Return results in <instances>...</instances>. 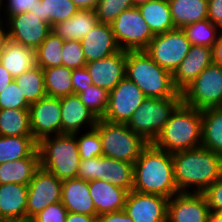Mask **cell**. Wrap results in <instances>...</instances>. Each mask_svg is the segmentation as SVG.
<instances>
[{
	"label": "cell",
	"instance_id": "cell-50",
	"mask_svg": "<svg viewBox=\"0 0 222 222\" xmlns=\"http://www.w3.org/2000/svg\"><path fill=\"white\" fill-rule=\"evenodd\" d=\"M65 222H97V216L68 212Z\"/></svg>",
	"mask_w": 222,
	"mask_h": 222
},
{
	"label": "cell",
	"instance_id": "cell-32",
	"mask_svg": "<svg viewBox=\"0 0 222 222\" xmlns=\"http://www.w3.org/2000/svg\"><path fill=\"white\" fill-rule=\"evenodd\" d=\"M102 179L128 192L133 188V164L101 156Z\"/></svg>",
	"mask_w": 222,
	"mask_h": 222
},
{
	"label": "cell",
	"instance_id": "cell-21",
	"mask_svg": "<svg viewBox=\"0 0 222 222\" xmlns=\"http://www.w3.org/2000/svg\"><path fill=\"white\" fill-rule=\"evenodd\" d=\"M89 192L97 216L124 210L127 190L114 186L104 179H96L89 181Z\"/></svg>",
	"mask_w": 222,
	"mask_h": 222
},
{
	"label": "cell",
	"instance_id": "cell-3",
	"mask_svg": "<svg viewBox=\"0 0 222 222\" xmlns=\"http://www.w3.org/2000/svg\"><path fill=\"white\" fill-rule=\"evenodd\" d=\"M125 77L150 98L182 97L173 75L161 68L144 50L126 51Z\"/></svg>",
	"mask_w": 222,
	"mask_h": 222
},
{
	"label": "cell",
	"instance_id": "cell-13",
	"mask_svg": "<svg viewBox=\"0 0 222 222\" xmlns=\"http://www.w3.org/2000/svg\"><path fill=\"white\" fill-rule=\"evenodd\" d=\"M31 133L37 142L61 134V98L39 99L29 106Z\"/></svg>",
	"mask_w": 222,
	"mask_h": 222
},
{
	"label": "cell",
	"instance_id": "cell-35",
	"mask_svg": "<svg viewBox=\"0 0 222 222\" xmlns=\"http://www.w3.org/2000/svg\"><path fill=\"white\" fill-rule=\"evenodd\" d=\"M29 105L46 97L43 69L35 66L14 78Z\"/></svg>",
	"mask_w": 222,
	"mask_h": 222
},
{
	"label": "cell",
	"instance_id": "cell-48",
	"mask_svg": "<svg viewBox=\"0 0 222 222\" xmlns=\"http://www.w3.org/2000/svg\"><path fill=\"white\" fill-rule=\"evenodd\" d=\"M208 20L222 30V0H208Z\"/></svg>",
	"mask_w": 222,
	"mask_h": 222
},
{
	"label": "cell",
	"instance_id": "cell-19",
	"mask_svg": "<svg viewBox=\"0 0 222 222\" xmlns=\"http://www.w3.org/2000/svg\"><path fill=\"white\" fill-rule=\"evenodd\" d=\"M212 63L213 55L211 47L191 45L189 53L172 74L175 88L181 93Z\"/></svg>",
	"mask_w": 222,
	"mask_h": 222
},
{
	"label": "cell",
	"instance_id": "cell-11",
	"mask_svg": "<svg viewBox=\"0 0 222 222\" xmlns=\"http://www.w3.org/2000/svg\"><path fill=\"white\" fill-rule=\"evenodd\" d=\"M62 180L39 167L28 184L26 222H30L47 206L60 202Z\"/></svg>",
	"mask_w": 222,
	"mask_h": 222
},
{
	"label": "cell",
	"instance_id": "cell-42",
	"mask_svg": "<svg viewBox=\"0 0 222 222\" xmlns=\"http://www.w3.org/2000/svg\"><path fill=\"white\" fill-rule=\"evenodd\" d=\"M29 106L14 80L0 92V109H29Z\"/></svg>",
	"mask_w": 222,
	"mask_h": 222
},
{
	"label": "cell",
	"instance_id": "cell-31",
	"mask_svg": "<svg viewBox=\"0 0 222 222\" xmlns=\"http://www.w3.org/2000/svg\"><path fill=\"white\" fill-rule=\"evenodd\" d=\"M78 11L72 0H41L30 12L35 13L42 22L52 27L54 24L70 19Z\"/></svg>",
	"mask_w": 222,
	"mask_h": 222
},
{
	"label": "cell",
	"instance_id": "cell-53",
	"mask_svg": "<svg viewBox=\"0 0 222 222\" xmlns=\"http://www.w3.org/2000/svg\"><path fill=\"white\" fill-rule=\"evenodd\" d=\"M100 0H72L79 10H94Z\"/></svg>",
	"mask_w": 222,
	"mask_h": 222
},
{
	"label": "cell",
	"instance_id": "cell-17",
	"mask_svg": "<svg viewBox=\"0 0 222 222\" xmlns=\"http://www.w3.org/2000/svg\"><path fill=\"white\" fill-rule=\"evenodd\" d=\"M126 51L120 50L104 59L86 63V69L95 86L111 91L124 77Z\"/></svg>",
	"mask_w": 222,
	"mask_h": 222
},
{
	"label": "cell",
	"instance_id": "cell-39",
	"mask_svg": "<svg viewBox=\"0 0 222 222\" xmlns=\"http://www.w3.org/2000/svg\"><path fill=\"white\" fill-rule=\"evenodd\" d=\"M78 144V152L81 160L102 156V142L99 132L93 128L83 133H74Z\"/></svg>",
	"mask_w": 222,
	"mask_h": 222
},
{
	"label": "cell",
	"instance_id": "cell-37",
	"mask_svg": "<svg viewBox=\"0 0 222 222\" xmlns=\"http://www.w3.org/2000/svg\"><path fill=\"white\" fill-rule=\"evenodd\" d=\"M191 45L211 47L217 42L222 33L221 29L208 19L195 22L181 28Z\"/></svg>",
	"mask_w": 222,
	"mask_h": 222
},
{
	"label": "cell",
	"instance_id": "cell-44",
	"mask_svg": "<svg viewBox=\"0 0 222 222\" xmlns=\"http://www.w3.org/2000/svg\"><path fill=\"white\" fill-rule=\"evenodd\" d=\"M67 214V209L60 201L47 206L30 222H65Z\"/></svg>",
	"mask_w": 222,
	"mask_h": 222
},
{
	"label": "cell",
	"instance_id": "cell-10",
	"mask_svg": "<svg viewBox=\"0 0 222 222\" xmlns=\"http://www.w3.org/2000/svg\"><path fill=\"white\" fill-rule=\"evenodd\" d=\"M190 41L181 28L157 34L144 50L161 68L172 74L190 49Z\"/></svg>",
	"mask_w": 222,
	"mask_h": 222
},
{
	"label": "cell",
	"instance_id": "cell-41",
	"mask_svg": "<svg viewBox=\"0 0 222 222\" xmlns=\"http://www.w3.org/2000/svg\"><path fill=\"white\" fill-rule=\"evenodd\" d=\"M86 63L81 41L65 40L62 46V65L73 70L85 67Z\"/></svg>",
	"mask_w": 222,
	"mask_h": 222
},
{
	"label": "cell",
	"instance_id": "cell-29",
	"mask_svg": "<svg viewBox=\"0 0 222 222\" xmlns=\"http://www.w3.org/2000/svg\"><path fill=\"white\" fill-rule=\"evenodd\" d=\"M201 116V146L222 155V107L202 110Z\"/></svg>",
	"mask_w": 222,
	"mask_h": 222
},
{
	"label": "cell",
	"instance_id": "cell-33",
	"mask_svg": "<svg viewBox=\"0 0 222 222\" xmlns=\"http://www.w3.org/2000/svg\"><path fill=\"white\" fill-rule=\"evenodd\" d=\"M44 86L49 97L62 98L73 94L72 69L63 65L43 69Z\"/></svg>",
	"mask_w": 222,
	"mask_h": 222
},
{
	"label": "cell",
	"instance_id": "cell-38",
	"mask_svg": "<svg viewBox=\"0 0 222 222\" xmlns=\"http://www.w3.org/2000/svg\"><path fill=\"white\" fill-rule=\"evenodd\" d=\"M77 95L97 119L104 117L109 103V91L92 84Z\"/></svg>",
	"mask_w": 222,
	"mask_h": 222
},
{
	"label": "cell",
	"instance_id": "cell-28",
	"mask_svg": "<svg viewBox=\"0 0 222 222\" xmlns=\"http://www.w3.org/2000/svg\"><path fill=\"white\" fill-rule=\"evenodd\" d=\"M138 9L154 35L175 29L168 0H151Z\"/></svg>",
	"mask_w": 222,
	"mask_h": 222
},
{
	"label": "cell",
	"instance_id": "cell-30",
	"mask_svg": "<svg viewBox=\"0 0 222 222\" xmlns=\"http://www.w3.org/2000/svg\"><path fill=\"white\" fill-rule=\"evenodd\" d=\"M38 149L33 136H1L0 164L31 156Z\"/></svg>",
	"mask_w": 222,
	"mask_h": 222
},
{
	"label": "cell",
	"instance_id": "cell-43",
	"mask_svg": "<svg viewBox=\"0 0 222 222\" xmlns=\"http://www.w3.org/2000/svg\"><path fill=\"white\" fill-rule=\"evenodd\" d=\"M39 1L41 0H1L0 17L5 21L10 16L30 12L37 7Z\"/></svg>",
	"mask_w": 222,
	"mask_h": 222
},
{
	"label": "cell",
	"instance_id": "cell-46",
	"mask_svg": "<svg viewBox=\"0 0 222 222\" xmlns=\"http://www.w3.org/2000/svg\"><path fill=\"white\" fill-rule=\"evenodd\" d=\"M209 210L222 213V176L215 180L204 192Z\"/></svg>",
	"mask_w": 222,
	"mask_h": 222
},
{
	"label": "cell",
	"instance_id": "cell-36",
	"mask_svg": "<svg viewBox=\"0 0 222 222\" xmlns=\"http://www.w3.org/2000/svg\"><path fill=\"white\" fill-rule=\"evenodd\" d=\"M63 43L64 40L60 39L53 32H50L35 50L36 65L42 69L61 66Z\"/></svg>",
	"mask_w": 222,
	"mask_h": 222
},
{
	"label": "cell",
	"instance_id": "cell-24",
	"mask_svg": "<svg viewBox=\"0 0 222 222\" xmlns=\"http://www.w3.org/2000/svg\"><path fill=\"white\" fill-rule=\"evenodd\" d=\"M0 63L8 70L11 76L15 78L37 66L36 53L33 48L8 39L0 53Z\"/></svg>",
	"mask_w": 222,
	"mask_h": 222
},
{
	"label": "cell",
	"instance_id": "cell-6",
	"mask_svg": "<svg viewBox=\"0 0 222 222\" xmlns=\"http://www.w3.org/2000/svg\"><path fill=\"white\" fill-rule=\"evenodd\" d=\"M102 142V156L134 164L149 143L126 123L98 119L94 127Z\"/></svg>",
	"mask_w": 222,
	"mask_h": 222
},
{
	"label": "cell",
	"instance_id": "cell-40",
	"mask_svg": "<svg viewBox=\"0 0 222 222\" xmlns=\"http://www.w3.org/2000/svg\"><path fill=\"white\" fill-rule=\"evenodd\" d=\"M131 7L132 0H100L94 12L99 23L111 25L122 11Z\"/></svg>",
	"mask_w": 222,
	"mask_h": 222
},
{
	"label": "cell",
	"instance_id": "cell-20",
	"mask_svg": "<svg viewBox=\"0 0 222 222\" xmlns=\"http://www.w3.org/2000/svg\"><path fill=\"white\" fill-rule=\"evenodd\" d=\"M80 41L87 63L107 58L120 51L110 24L98 23Z\"/></svg>",
	"mask_w": 222,
	"mask_h": 222
},
{
	"label": "cell",
	"instance_id": "cell-45",
	"mask_svg": "<svg viewBox=\"0 0 222 222\" xmlns=\"http://www.w3.org/2000/svg\"><path fill=\"white\" fill-rule=\"evenodd\" d=\"M77 178L85 181L102 179L101 156L81 160L77 171Z\"/></svg>",
	"mask_w": 222,
	"mask_h": 222
},
{
	"label": "cell",
	"instance_id": "cell-2",
	"mask_svg": "<svg viewBox=\"0 0 222 222\" xmlns=\"http://www.w3.org/2000/svg\"><path fill=\"white\" fill-rule=\"evenodd\" d=\"M132 190L166 198L179 193L174 180L172 153L149 143L133 164Z\"/></svg>",
	"mask_w": 222,
	"mask_h": 222
},
{
	"label": "cell",
	"instance_id": "cell-22",
	"mask_svg": "<svg viewBox=\"0 0 222 222\" xmlns=\"http://www.w3.org/2000/svg\"><path fill=\"white\" fill-rule=\"evenodd\" d=\"M61 203L68 212L97 216L89 181L80 178L62 180Z\"/></svg>",
	"mask_w": 222,
	"mask_h": 222
},
{
	"label": "cell",
	"instance_id": "cell-34",
	"mask_svg": "<svg viewBox=\"0 0 222 222\" xmlns=\"http://www.w3.org/2000/svg\"><path fill=\"white\" fill-rule=\"evenodd\" d=\"M1 136H32L29 109H0Z\"/></svg>",
	"mask_w": 222,
	"mask_h": 222
},
{
	"label": "cell",
	"instance_id": "cell-15",
	"mask_svg": "<svg viewBox=\"0 0 222 222\" xmlns=\"http://www.w3.org/2000/svg\"><path fill=\"white\" fill-rule=\"evenodd\" d=\"M168 199L132 190L127 194L124 211L133 222H167Z\"/></svg>",
	"mask_w": 222,
	"mask_h": 222
},
{
	"label": "cell",
	"instance_id": "cell-1",
	"mask_svg": "<svg viewBox=\"0 0 222 222\" xmlns=\"http://www.w3.org/2000/svg\"><path fill=\"white\" fill-rule=\"evenodd\" d=\"M178 192L203 193L222 176V155L203 146L172 153Z\"/></svg>",
	"mask_w": 222,
	"mask_h": 222
},
{
	"label": "cell",
	"instance_id": "cell-27",
	"mask_svg": "<svg viewBox=\"0 0 222 222\" xmlns=\"http://www.w3.org/2000/svg\"><path fill=\"white\" fill-rule=\"evenodd\" d=\"M175 28L208 19V0H168Z\"/></svg>",
	"mask_w": 222,
	"mask_h": 222
},
{
	"label": "cell",
	"instance_id": "cell-56",
	"mask_svg": "<svg viewBox=\"0 0 222 222\" xmlns=\"http://www.w3.org/2000/svg\"><path fill=\"white\" fill-rule=\"evenodd\" d=\"M149 1L151 0H132V3H133V7H139L143 4H146Z\"/></svg>",
	"mask_w": 222,
	"mask_h": 222
},
{
	"label": "cell",
	"instance_id": "cell-49",
	"mask_svg": "<svg viewBox=\"0 0 222 222\" xmlns=\"http://www.w3.org/2000/svg\"><path fill=\"white\" fill-rule=\"evenodd\" d=\"M97 222H133V220L124 210H120L97 216Z\"/></svg>",
	"mask_w": 222,
	"mask_h": 222
},
{
	"label": "cell",
	"instance_id": "cell-26",
	"mask_svg": "<svg viewBox=\"0 0 222 222\" xmlns=\"http://www.w3.org/2000/svg\"><path fill=\"white\" fill-rule=\"evenodd\" d=\"M40 167L38 149L29 157L0 164V184L28 185Z\"/></svg>",
	"mask_w": 222,
	"mask_h": 222
},
{
	"label": "cell",
	"instance_id": "cell-7",
	"mask_svg": "<svg viewBox=\"0 0 222 222\" xmlns=\"http://www.w3.org/2000/svg\"><path fill=\"white\" fill-rule=\"evenodd\" d=\"M181 103L182 97H146L126 124L148 143H153Z\"/></svg>",
	"mask_w": 222,
	"mask_h": 222
},
{
	"label": "cell",
	"instance_id": "cell-14",
	"mask_svg": "<svg viewBox=\"0 0 222 222\" xmlns=\"http://www.w3.org/2000/svg\"><path fill=\"white\" fill-rule=\"evenodd\" d=\"M5 22L9 39L34 50L51 32V27L32 12L10 16Z\"/></svg>",
	"mask_w": 222,
	"mask_h": 222
},
{
	"label": "cell",
	"instance_id": "cell-55",
	"mask_svg": "<svg viewBox=\"0 0 222 222\" xmlns=\"http://www.w3.org/2000/svg\"><path fill=\"white\" fill-rule=\"evenodd\" d=\"M207 222H222V213L209 212Z\"/></svg>",
	"mask_w": 222,
	"mask_h": 222
},
{
	"label": "cell",
	"instance_id": "cell-54",
	"mask_svg": "<svg viewBox=\"0 0 222 222\" xmlns=\"http://www.w3.org/2000/svg\"><path fill=\"white\" fill-rule=\"evenodd\" d=\"M9 39L6 22L0 17V53Z\"/></svg>",
	"mask_w": 222,
	"mask_h": 222
},
{
	"label": "cell",
	"instance_id": "cell-4",
	"mask_svg": "<svg viewBox=\"0 0 222 222\" xmlns=\"http://www.w3.org/2000/svg\"><path fill=\"white\" fill-rule=\"evenodd\" d=\"M201 111L181 103L153 144L169 153L190 150L202 143Z\"/></svg>",
	"mask_w": 222,
	"mask_h": 222
},
{
	"label": "cell",
	"instance_id": "cell-12",
	"mask_svg": "<svg viewBox=\"0 0 222 222\" xmlns=\"http://www.w3.org/2000/svg\"><path fill=\"white\" fill-rule=\"evenodd\" d=\"M145 99L142 90L124 77L109 92V103L102 119L111 123H127Z\"/></svg>",
	"mask_w": 222,
	"mask_h": 222
},
{
	"label": "cell",
	"instance_id": "cell-25",
	"mask_svg": "<svg viewBox=\"0 0 222 222\" xmlns=\"http://www.w3.org/2000/svg\"><path fill=\"white\" fill-rule=\"evenodd\" d=\"M99 23L94 10H79L70 19L52 25L51 32L62 40H82Z\"/></svg>",
	"mask_w": 222,
	"mask_h": 222
},
{
	"label": "cell",
	"instance_id": "cell-23",
	"mask_svg": "<svg viewBox=\"0 0 222 222\" xmlns=\"http://www.w3.org/2000/svg\"><path fill=\"white\" fill-rule=\"evenodd\" d=\"M28 185L0 184V218L26 222Z\"/></svg>",
	"mask_w": 222,
	"mask_h": 222
},
{
	"label": "cell",
	"instance_id": "cell-8",
	"mask_svg": "<svg viewBox=\"0 0 222 222\" xmlns=\"http://www.w3.org/2000/svg\"><path fill=\"white\" fill-rule=\"evenodd\" d=\"M182 103L200 111L222 107V67L208 65L182 92Z\"/></svg>",
	"mask_w": 222,
	"mask_h": 222
},
{
	"label": "cell",
	"instance_id": "cell-16",
	"mask_svg": "<svg viewBox=\"0 0 222 222\" xmlns=\"http://www.w3.org/2000/svg\"><path fill=\"white\" fill-rule=\"evenodd\" d=\"M210 212L203 193H177L168 199L167 222H207Z\"/></svg>",
	"mask_w": 222,
	"mask_h": 222
},
{
	"label": "cell",
	"instance_id": "cell-51",
	"mask_svg": "<svg viewBox=\"0 0 222 222\" xmlns=\"http://www.w3.org/2000/svg\"><path fill=\"white\" fill-rule=\"evenodd\" d=\"M213 63L222 67V33L217 42L212 46Z\"/></svg>",
	"mask_w": 222,
	"mask_h": 222
},
{
	"label": "cell",
	"instance_id": "cell-57",
	"mask_svg": "<svg viewBox=\"0 0 222 222\" xmlns=\"http://www.w3.org/2000/svg\"><path fill=\"white\" fill-rule=\"evenodd\" d=\"M0 222H15V221L10 220V219H2V218H0Z\"/></svg>",
	"mask_w": 222,
	"mask_h": 222
},
{
	"label": "cell",
	"instance_id": "cell-9",
	"mask_svg": "<svg viewBox=\"0 0 222 222\" xmlns=\"http://www.w3.org/2000/svg\"><path fill=\"white\" fill-rule=\"evenodd\" d=\"M111 26L120 50L124 51L145 50L155 36L138 7L122 11Z\"/></svg>",
	"mask_w": 222,
	"mask_h": 222
},
{
	"label": "cell",
	"instance_id": "cell-5",
	"mask_svg": "<svg viewBox=\"0 0 222 222\" xmlns=\"http://www.w3.org/2000/svg\"><path fill=\"white\" fill-rule=\"evenodd\" d=\"M40 167L60 180L77 178L81 158L74 134L49 136L38 142Z\"/></svg>",
	"mask_w": 222,
	"mask_h": 222
},
{
	"label": "cell",
	"instance_id": "cell-18",
	"mask_svg": "<svg viewBox=\"0 0 222 222\" xmlns=\"http://www.w3.org/2000/svg\"><path fill=\"white\" fill-rule=\"evenodd\" d=\"M97 121L77 94L61 98V134H74L93 129Z\"/></svg>",
	"mask_w": 222,
	"mask_h": 222
},
{
	"label": "cell",
	"instance_id": "cell-47",
	"mask_svg": "<svg viewBox=\"0 0 222 222\" xmlns=\"http://www.w3.org/2000/svg\"><path fill=\"white\" fill-rule=\"evenodd\" d=\"M71 81L73 86V94H78L84 91L86 87L93 84L86 67L73 69Z\"/></svg>",
	"mask_w": 222,
	"mask_h": 222
},
{
	"label": "cell",
	"instance_id": "cell-52",
	"mask_svg": "<svg viewBox=\"0 0 222 222\" xmlns=\"http://www.w3.org/2000/svg\"><path fill=\"white\" fill-rule=\"evenodd\" d=\"M13 80L14 78L8 70L0 63V92H2Z\"/></svg>",
	"mask_w": 222,
	"mask_h": 222
}]
</instances>
